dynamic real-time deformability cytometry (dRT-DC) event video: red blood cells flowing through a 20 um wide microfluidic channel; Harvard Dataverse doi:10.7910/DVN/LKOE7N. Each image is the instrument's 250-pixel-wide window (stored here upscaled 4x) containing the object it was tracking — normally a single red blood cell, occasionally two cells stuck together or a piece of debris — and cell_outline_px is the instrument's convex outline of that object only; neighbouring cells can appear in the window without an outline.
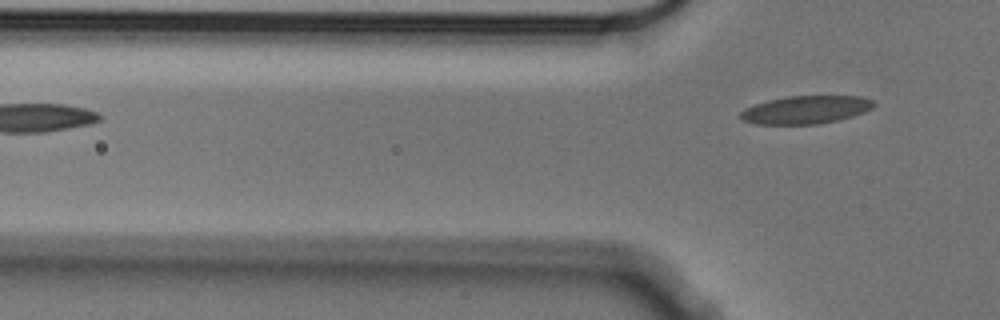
{"species": "Egyptian fruit bat (a non-hibernating species)", "species_latin": "Rousettus aegyptiacus", "temperature_condition": "cold", "stored_images_in_passage": 3, "camera_frame_rate_fps": 3000, "um_per_image_px": 0.085, "animal": {"sex": "male"}, "frame": {"image": 1, "passage_image": 3, "time_ms": 0.667, "image_size_px": [1000, 320], "cell_outline_px": [[876, 104], [872, 108], [864, 112], [840, 120], [816, 124], [756, 124], [740, 120], [740, 112], [744, 108], [768, 100], [788, 96], [860, 96], [872, 100]], "centroid_in_image_um": [68.48, 9.33], "position_along_channel_um": 57.3, "area_um2": 21.79}}